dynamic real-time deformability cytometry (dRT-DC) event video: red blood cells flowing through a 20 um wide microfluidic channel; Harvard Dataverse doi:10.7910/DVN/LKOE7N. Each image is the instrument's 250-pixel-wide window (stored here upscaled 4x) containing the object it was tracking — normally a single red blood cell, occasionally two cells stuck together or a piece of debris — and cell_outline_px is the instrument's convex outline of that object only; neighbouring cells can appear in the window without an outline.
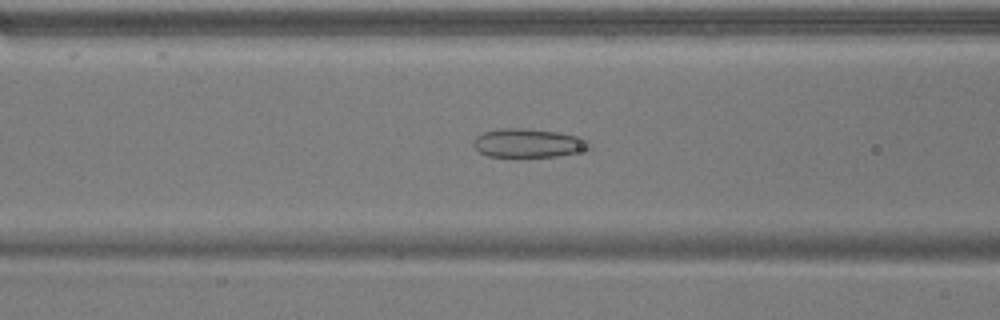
{"species": "common noctule bat (a hibernating species)", "species_latin": "Nyctalus noctula", "temperature_condition": "warm", "stored_images_in_passage": 47, "camera_frame_rate_fps": 3000, "um_per_image_px": 0.085, "animal": {"sex": "male", "body_mass_g": 17.9}, "frame": {"image": 1, "passage_image": 15, "time_ms": 4.667, "image_size_px": [1000, 320], "cell_outline_px": [[592, 148], [576, 152], [556, 156], [488, 156], [480, 152], [472, 144], [472, 140], [476, 136], [484, 132], [500, 128], [524, 128], [556, 132], [580, 136], [588, 140], [592, 144]], "centroid_in_image_um": [44.92, 12.15], "position_along_channel_um": 121.7, "area_um2": 19.36}}
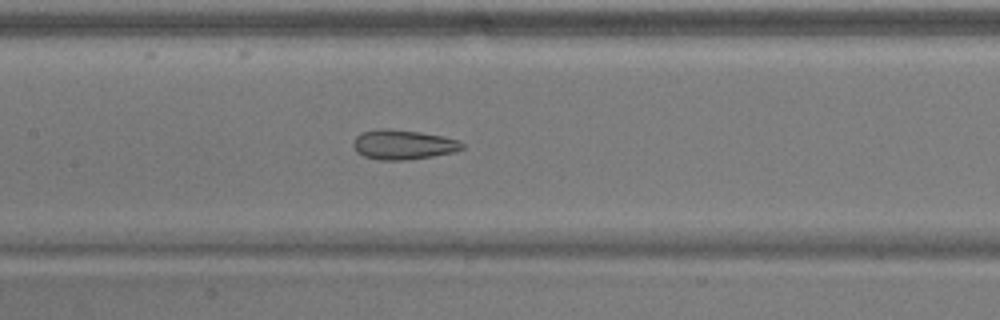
{"frame": {"image": 2, "passage_image": 19, "time_ms": 6.0, "image_size_px": [1000, 320], "cell_outline_px": [[464, 148], [452, 152], [432, 156], [408, 160], [380, 160], [364, 156], [356, 152], [352, 144], [356, 136], [360, 132], [380, 128], [392, 128], [420, 132], [444, 136], [460, 140], [464, 144]], "centroid_in_image_um": [34.25, 12.28], "position_along_channel_um": 173.1, "area_um2": 19.07}}
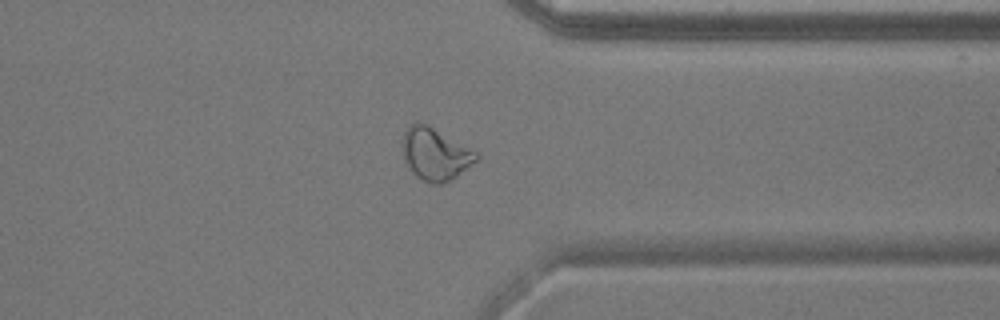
{"frame": {"image": 3, "passage_image": 35, "time_ms": 11.333, "image_size_px": [1000, 320], "cell_outline_px": [[480, 160], [452, 180], [440, 184], [432, 184], [416, 176], [412, 172], [404, 160], [400, 144], [404, 132], [408, 124], [416, 120], [428, 124], [476, 152], [480, 156]], "centroid_in_image_um": [36.97, 13.07], "position_along_channel_um": 374.4, "area_um2": 23.0}, "authors_computed_cell_mechanics": {"area_um2": 23.0044, "velocity_mm_per_s": 3.8378, "shape_relaxation_time_tau1_ms": null, "shape_relaxation_time_tau2_ms": 1.5456, "deformation_change_tau1": null, "deformation_change_tau2": 0.0918}}